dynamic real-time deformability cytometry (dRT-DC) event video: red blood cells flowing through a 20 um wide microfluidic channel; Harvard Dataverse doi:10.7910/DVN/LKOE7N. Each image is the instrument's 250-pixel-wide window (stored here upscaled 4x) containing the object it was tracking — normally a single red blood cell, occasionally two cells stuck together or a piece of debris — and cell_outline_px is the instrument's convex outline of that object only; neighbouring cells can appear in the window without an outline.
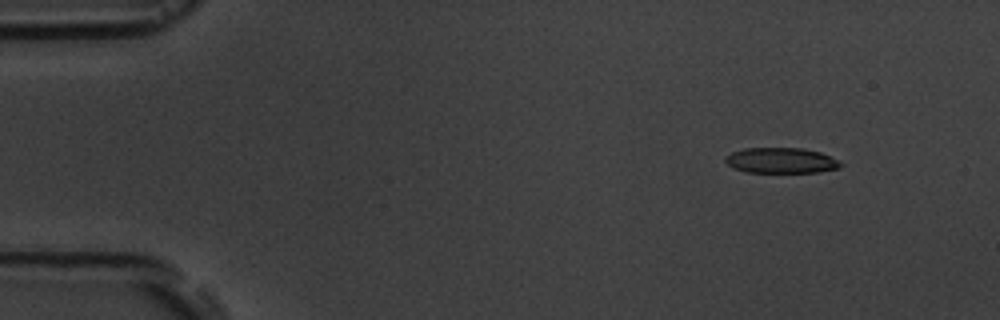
{"species": "common noctule bat (a hibernating species)", "species_latin": "Nyctalus noctula", "temperature_condition": "room temperature", "stored_images_in_passage": 6, "segment_of_instrument_passage": [1, 2], "camera_frame_rate_fps": 3000, "um_per_image_px": 0.085, "animal": {"sex": "male", "body_mass_g": 19.5, "forearm_length_mm": 54.6}, "frame": {"image": 1, "passage_image": 2, "time_ms": 1.0, "image_size_px": [1000, 320], "cell_outline_px": [[844, 164], [840, 168], [820, 172], [748, 172], [736, 168], [728, 164], [724, 160], [724, 156], [732, 152], [744, 148], [804, 148], [820, 152]], "centroid_in_image_um": [66.4, 13.63], "position_along_channel_um": 18.6, "area_um2": 17.05}}
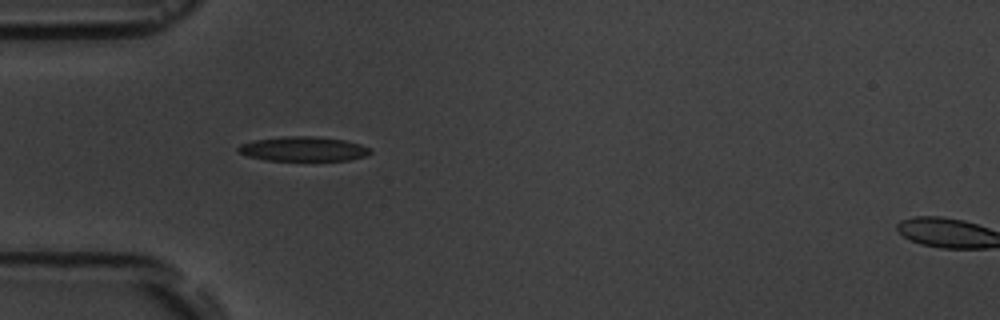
{"frame": {"image": 2, "passage_image": 5, "time_ms": 4.667, "image_size_px": [1000, 320], "cell_outline_px": [[372, 152], [368, 156], [348, 160], [264, 160], [248, 156], [240, 152], [236, 148], [240, 144], [252, 140], [288, 136], [312, 136], [344, 140], [360, 144], [372, 148]], "centroid_in_image_um": [25.81, 12.66], "position_along_channel_um": 59.2, "area_um2": 18.9}}